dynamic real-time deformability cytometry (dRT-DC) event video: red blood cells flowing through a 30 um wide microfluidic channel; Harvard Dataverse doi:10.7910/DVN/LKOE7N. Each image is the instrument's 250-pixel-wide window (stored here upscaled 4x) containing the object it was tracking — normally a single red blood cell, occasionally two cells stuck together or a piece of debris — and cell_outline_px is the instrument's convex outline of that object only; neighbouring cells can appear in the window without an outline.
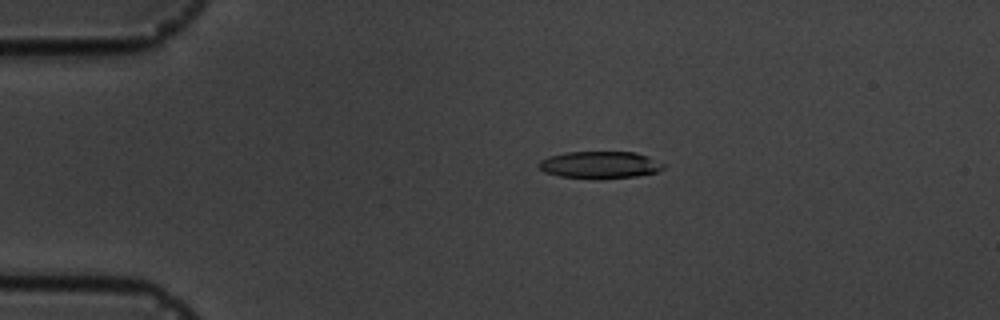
{"species": "common noctule bat (a hibernating species)", "species_latin": "Nyctalus noctula", "temperature_condition": "cold", "stored_images_in_passage": 4, "camera_frame_rate_fps": 3000, "um_per_image_px": 0.085, "animal": {"sex": "male", "body_mass_g": 19.5, "forearm_length_mm": 54.6}, "frame": {"image": 1, "passage_image": 3, "time_ms": 2.333, "image_size_px": [1000, 320], "cell_outline_px": [[664, 168], [656, 172], [636, 176], [600, 180], [592, 180], [560, 176], [544, 172], [536, 164], [540, 160], [548, 156], [564, 152], [636, 152], [648, 156], [664, 164]], "centroid_in_image_um": [50.95, 14.03], "position_along_channel_um": 34.0, "area_um2": 20.11}}